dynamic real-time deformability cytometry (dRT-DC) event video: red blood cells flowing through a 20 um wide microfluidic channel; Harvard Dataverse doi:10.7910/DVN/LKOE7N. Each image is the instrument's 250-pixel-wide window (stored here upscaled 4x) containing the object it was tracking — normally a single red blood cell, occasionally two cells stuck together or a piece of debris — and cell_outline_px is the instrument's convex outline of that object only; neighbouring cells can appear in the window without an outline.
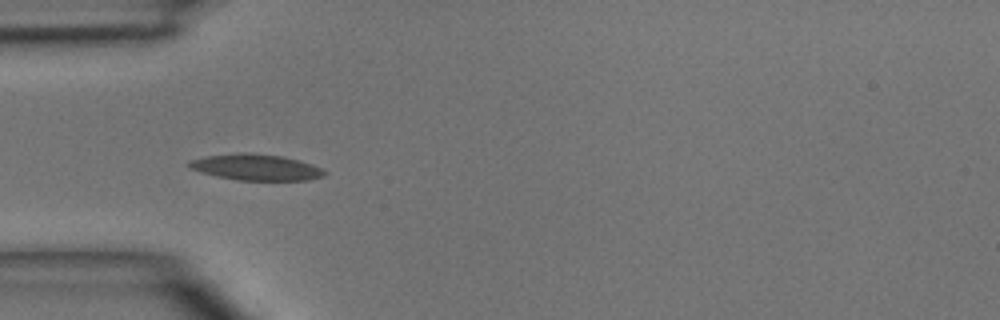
{"species": "common noctule bat (a hibernating species)", "species_latin": "Nyctalus noctula", "temperature_condition": "room temperature", "stored_images_in_passage": 4, "camera_frame_rate_fps": 3000, "um_per_image_px": 0.085, "animal": {"sex": "male", "body_mass_g": 15.6}, "frame": {"image": 1, "passage_image": 3, "time_ms": 2.333, "image_size_px": [1000, 320], "cell_outline_px": [[328, 172], [324, 176], [308, 180], [236, 180], [216, 176], [200, 172], [184, 164], [188, 160], [208, 156], [240, 152], [252, 152], [284, 156], [300, 160], [312, 164]], "centroid_in_image_um": [21.75, 14.2], "position_along_channel_um": 63.2, "area_um2": 20.87}}